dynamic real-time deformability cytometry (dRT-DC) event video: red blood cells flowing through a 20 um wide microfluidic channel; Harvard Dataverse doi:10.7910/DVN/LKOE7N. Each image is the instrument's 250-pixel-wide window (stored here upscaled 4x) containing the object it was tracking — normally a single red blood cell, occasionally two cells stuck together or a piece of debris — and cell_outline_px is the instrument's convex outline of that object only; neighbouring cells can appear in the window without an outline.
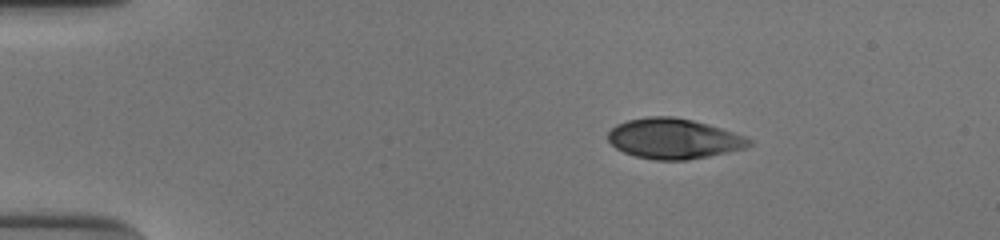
{"species": "human", "species_latin": "Homo sapiens", "temperature_condition": "cold", "stored_images_in_passage": 44, "camera_frame_rate_fps": 3000, "um_per_image_px": 0.085, "donor": {"sex": "male"}, "frame": {"image": 1, "passage_image": 1, "time_ms": 0.0, "image_size_px": [1000, 240], "cell_outline_px": [[752, 144], [744, 148], [708, 156], [684, 160], [652, 160], [636, 156], [624, 152], [616, 148], [608, 140], [608, 132], [616, 124], [628, 120], [648, 116], [672, 116], [692, 120], [720, 128], [744, 136], [752, 140]], "centroid_in_image_um": [57.23, 11.78], "position_along_channel_um": 27.8, "area_um2": 32.83}}
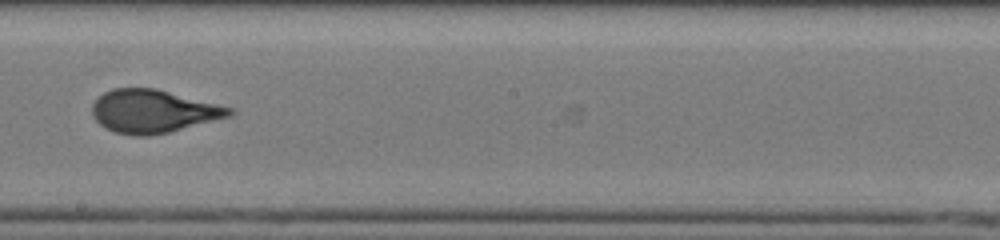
{"frame": {"image": 2, "passage_image": 23, "time_ms": 7.333, "image_size_px": [1000, 240], "cell_outline_px": [[236, 112], [232, 116], [168, 132], [148, 136], [132, 136], [116, 132], [104, 128], [92, 116], [92, 104], [104, 92], [112, 88], [156, 88], [236, 108]], "centroid_in_image_um": [13.06, 9.45], "position_along_channel_um": 235.1, "area_um2": 34.74}}
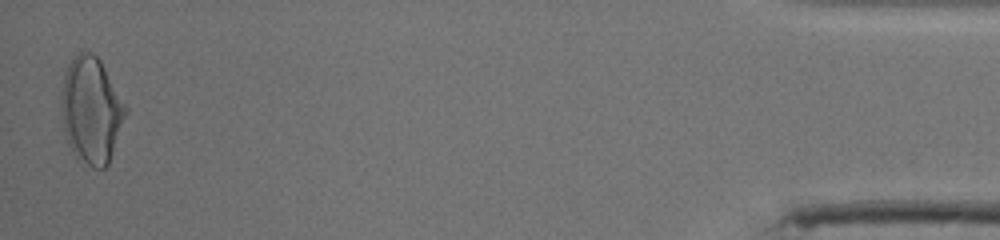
{"frame": {"image": 3, "passage_image": 44, "time_ms": 14.333, "image_size_px": [1000, 240], "cell_outline_px": [[128, 112], [108, 164], [104, 168], [92, 168], [76, 160], [68, 144], [64, 132], [60, 108], [60, 92], [64, 72], [68, 64], [76, 52], [92, 52], [100, 60], [128, 108]], "centroid_in_image_um": [7.73, 9.38], "position_along_channel_um": 427.5, "area_um2": 40.58}, "authors_computed_cell_mechanics": {"area_um2": 34.2754, "velocity_mm_per_s": 3.9046, "shape_relaxation_time_tau1_ms": 4.1627, "shape_relaxation_time_tau2_ms": 0.6903, "deformation_change_tau1": 0.1775, "deformation_change_tau2": 0.0619}}